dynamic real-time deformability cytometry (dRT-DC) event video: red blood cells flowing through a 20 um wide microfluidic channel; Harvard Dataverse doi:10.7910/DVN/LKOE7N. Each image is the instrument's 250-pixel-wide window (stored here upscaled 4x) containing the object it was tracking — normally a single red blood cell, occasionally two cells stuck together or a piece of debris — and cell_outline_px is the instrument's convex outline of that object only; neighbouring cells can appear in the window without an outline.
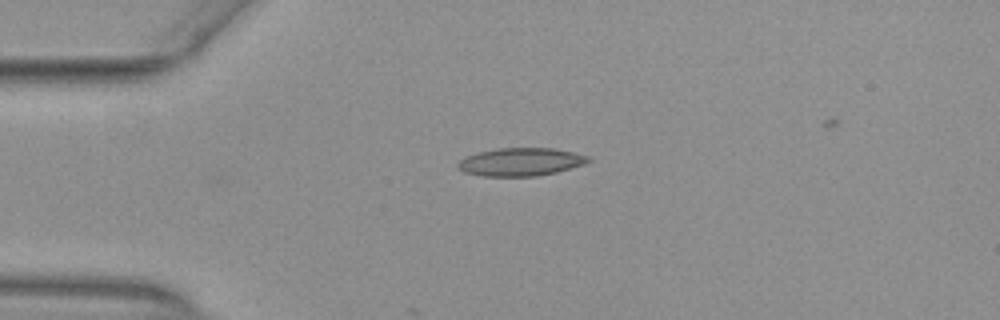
{"species": "common noctule bat (a hibernating species)", "species_latin": "Nyctalus noctula", "temperature_condition": "warm", "stored_images_in_passage": 40, "camera_frame_rate_fps": 3000, "um_per_image_px": 0.085, "animal": {"sex": "female", "body_mass_g": 29.2, "forearm_length_mm": 56.3}, "frame": {"image": 1, "passage_image": 2, "time_ms": 0.333, "image_size_px": [1000, 320], "cell_outline_px": [[592, 160], [584, 164], [556, 172], [536, 176], [480, 176], [464, 172], [456, 168], [456, 164], [460, 160], [476, 152], [496, 148], [556, 148], [588, 156]], "centroid_in_image_um": [44.23, 13.76], "position_along_channel_um": 40.8, "area_um2": 21.39}}
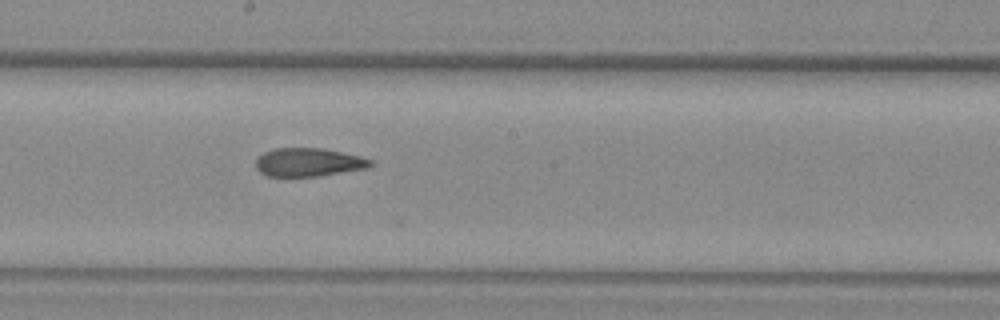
{"frame": {"image": 2, "passage_image": 18, "time_ms": 5.667, "image_size_px": [1000, 320], "cell_outline_px": [[372, 164], [368, 168], [316, 176], [268, 176], [260, 172], [256, 168], [256, 160], [264, 152], [276, 148], [324, 148], [360, 156], [372, 160]], "centroid_in_image_um": [26.22, 13.78], "position_along_channel_um": 222.0, "area_um2": 18.84}}
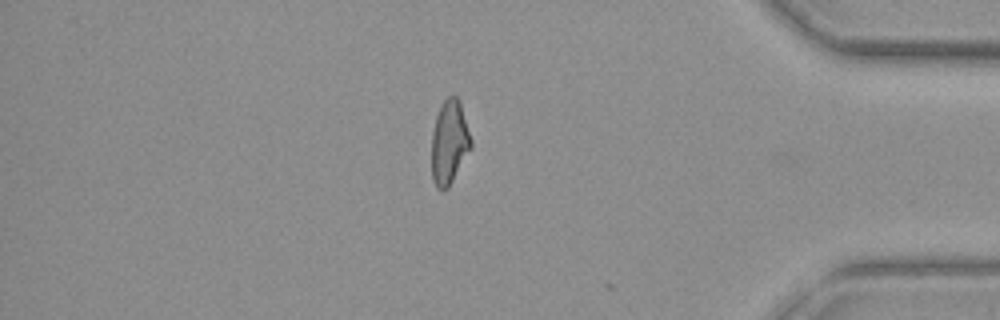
{"frame": {"image": 3, "passage_image": 34, "time_ms": 11.0, "image_size_px": [1000, 320], "cell_outline_px": [[472, 148], [448, 188], [444, 192], [436, 188], [432, 180], [432, 132], [436, 116], [440, 104], [448, 96], [456, 96], [460, 100], [472, 140]], "centroid_in_image_um": [38.2, 12.11], "position_along_channel_um": 397.0, "area_um2": 19.59}}